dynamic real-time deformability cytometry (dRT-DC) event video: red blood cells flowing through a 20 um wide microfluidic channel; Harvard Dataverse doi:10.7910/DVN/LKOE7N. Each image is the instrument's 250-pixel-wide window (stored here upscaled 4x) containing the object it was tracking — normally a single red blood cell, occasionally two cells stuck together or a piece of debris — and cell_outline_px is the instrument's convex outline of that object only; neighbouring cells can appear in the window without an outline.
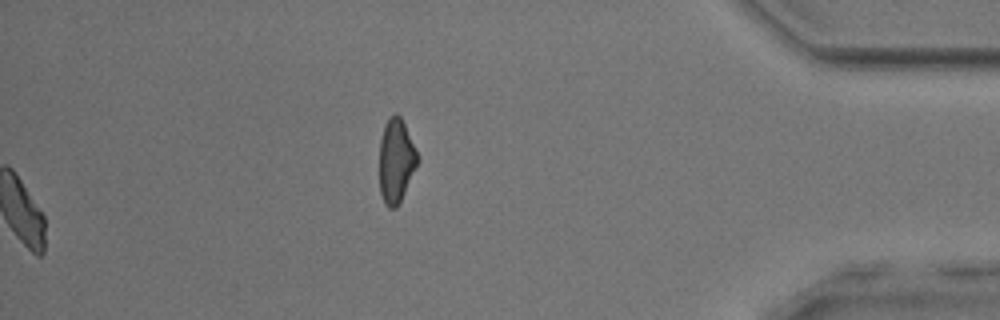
{"species": "common noctule bat (a hibernating species)", "species_latin": "Nyctalus noctula", "temperature_condition": "room temperature", "stored_images_in_passage": 53, "camera_frame_rate_fps": 3000, "um_per_image_px": 0.085, "animal": {"sex": "male", "body_mass_g": 17.9, "forearm_length_mm": 54.2}, "frame": {"image": 1, "passage_image": 53, "time_ms": 17.333, "image_size_px": [1000, 320], "cell_outline_px": [[420, 160], [396, 208], [388, 208], [384, 204], [380, 192], [380, 140], [384, 124], [388, 116], [396, 112], [400, 116], [404, 124]], "centroid_in_image_um": [33.65, 13.65], "position_along_channel_um": 401.6, "area_um2": 18.55}, "authors_computed_cell_mechanics": {"area_um2": 19.9988, "velocity_mm_per_s": 3.9701, "shape_relaxation_time_tau1_ms": 4.191, "shape_relaxation_time_tau2_ms": 1.9452, "deformation_change_tau1": 0.1476, "deformation_change_tau2": 0.0982}}